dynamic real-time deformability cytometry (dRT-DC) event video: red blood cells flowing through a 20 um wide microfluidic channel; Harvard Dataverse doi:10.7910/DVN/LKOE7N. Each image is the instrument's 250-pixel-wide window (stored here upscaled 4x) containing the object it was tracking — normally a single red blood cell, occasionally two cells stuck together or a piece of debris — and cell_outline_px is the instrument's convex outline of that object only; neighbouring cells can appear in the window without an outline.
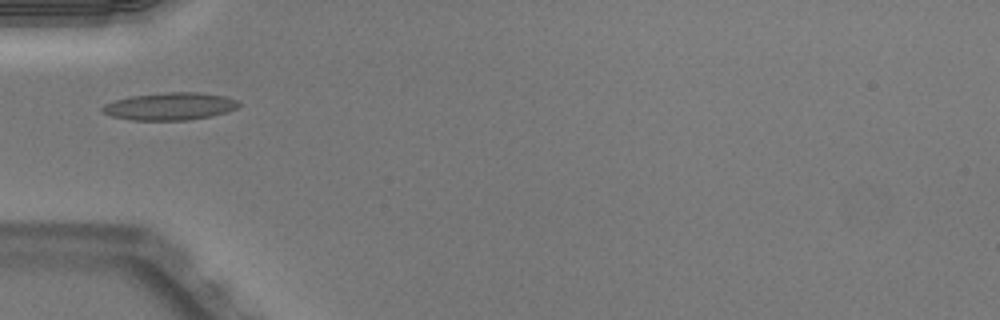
{"species": "Egyptian fruit bat (a non-hibernating species)", "species_latin": "Rousettus aegyptiacus", "temperature_condition": "warm", "stored_images_in_passage": 34, "camera_frame_rate_fps": 3000, "um_per_image_px": 0.085, "animal": {"sex": "male"}, "frame": {"image": 1, "passage_image": 1, "time_ms": 0.0, "image_size_px": [1000, 320], "cell_outline_px": [[240, 104], [236, 108], [224, 112], [208, 116], [188, 120], [128, 120], [112, 116], [104, 112], [100, 108], [104, 104], [116, 100], [132, 96], [168, 92], [200, 92], [224, 96], [240, 100]], "centroid_in_image_um": [14.44, 9.03], "position_along_channel_um": 70.6, "area_um2": 21.68}}
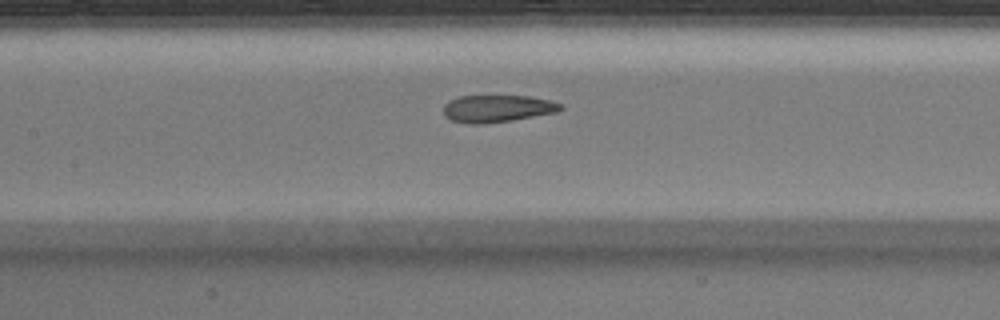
{"frame": {"image": 2, "passage_image": 8, "time_ms": 2.333, "image_size_px": [1000, 320], "cell_outline_px": [[564, 108], [556, 112], [512, 120], [484, 124], [468, 124], [452, 120], [444, 116], [444, 104], [448, 100], [460, 96], [528, 96], [548, 100], [564, 104]], "centroid_in_image_um": [42.25, 9.23], "position_along_channel_um": 165.1, "area_um2": 18.61}}
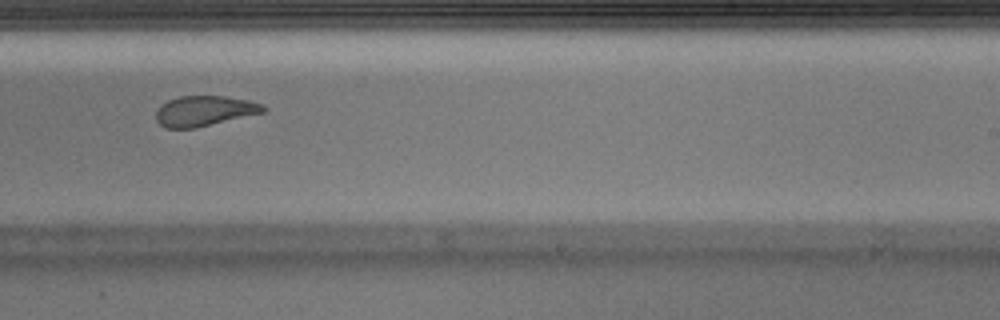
{"frame": {"image": 3, "passage_image": 16, "time_ms": 5.0, "image_size_px": [1000, 320], "cell_outline_px": [[268, 108], [264, 112], [196, 128], [164, 128], [156, 120], [156, 108], [160, 104], [168, 100], [180, 96], [224, 96], [248, 100], [264, 104]], "centroid_in_image_um": [17.36, 9.43], "position_along_channel_um": 271.6, "area_um2": 19.07}, "authors_computed_cell_mechanics": {"area_um2": 19.4208, "velocity_mm_per_s": 4.0075, "shape_relaxation_time_tau1_ms": null, "shape_relaxation_time_tau2_ms": 1.3417, "deformation_change_tau1": null, "deformation_change_tau2": 0.0856}}